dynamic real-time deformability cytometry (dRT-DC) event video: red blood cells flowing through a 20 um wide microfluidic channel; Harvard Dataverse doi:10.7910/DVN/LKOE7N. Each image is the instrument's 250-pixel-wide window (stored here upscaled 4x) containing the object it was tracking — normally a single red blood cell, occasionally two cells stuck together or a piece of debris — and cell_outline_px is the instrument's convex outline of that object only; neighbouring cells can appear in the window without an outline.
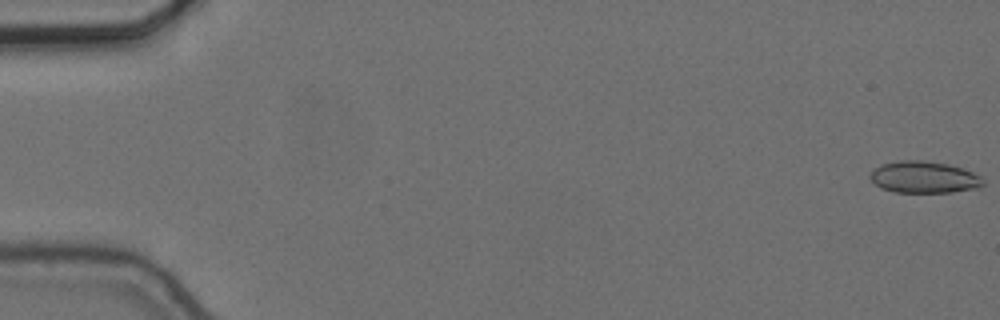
{"species": "common noctule bat (a hibernating species)", "species_latin": "Nyctalus noctula", "temperature_condition": "cold", "stored_images_in_passage": 57, "camera_frame_rate_fps": 3000, "um_per_image_px": 0.085, "animal": {"sex": "female", "body_mass_g": 24.6, "forearm_length_mm": 56.2}, "frame": {"image": 1, "passage_image": 1, "time_ms": 0.0, "image_size_px": [1000, 320], "cell_outline_px": [[984, 184], [980, 188], [952, 192], [896, 192], [880, 188], [868, 176], [880, 164], [900, 160], [920, 160], [948, 164], [972, 172], [980, 176], [984, 180]], "centroid_in_image_um": [78.55, 15.06], "position_along_channel_um": 6.5, "area_um2": 20.87}}
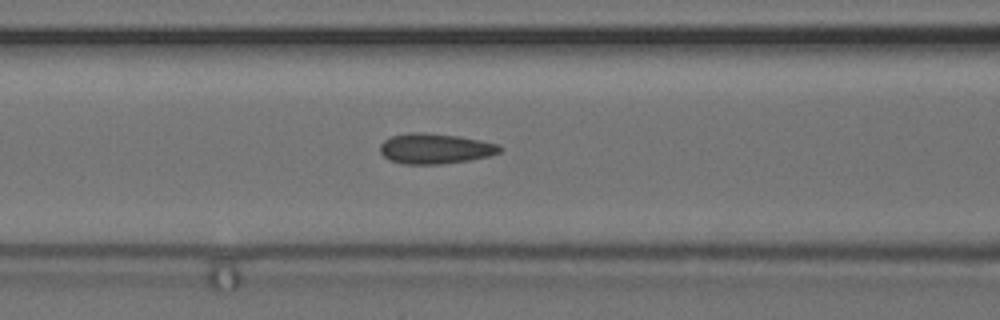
{"frame": {"image": 2, "passage_image": 24, "time_ms": 7.667, "image_size_px": [1000, 320], "cell_outline_px": [[504, 148], [500, 152], [488, 156], [468, 160], [440, 164], [404, 164], [388, 160], [380, 152], [380, 144], [384, 140], [392, 136], [408, 132], [424, 132], [460, 136], [500, 144]], "centroid_in_image_um": [36.99, 12.62], "position_along_channel_um": 129.6, "area_um2": 21.33}}
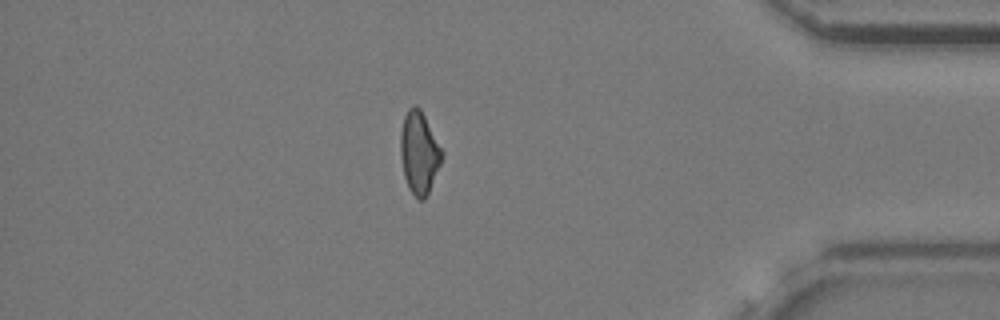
{"frame": {"image": 3, "passage_image": 49, "time_ms": 16.0, "image_size_px": [1000, 320], "cell_outline_px": [[444, 156], [428, 192], [424, 200], [420, 200], [408, 188], [404, 176], [400, 156], [400, 132], [404, 116], [408, 108], [412, 104], [416, 104], [420, 108], [444, 152]], "centroid_in_image_um": [35.62, 12.94], "position_along_channel_um": 399.6, "area_um2": 19.94}, "authors_computed_cell_mechanics": {"area_um2": 20.4612, "velocity_mm_per_s": 3.6779, "shape_relaxation_time_tau1_ms": 7.9273, "shape_relaxation_time_tau2_ms": 1.6589, "deformation_change_tau1": 0.1197, "deformation_change_tau2": 0.0808}}